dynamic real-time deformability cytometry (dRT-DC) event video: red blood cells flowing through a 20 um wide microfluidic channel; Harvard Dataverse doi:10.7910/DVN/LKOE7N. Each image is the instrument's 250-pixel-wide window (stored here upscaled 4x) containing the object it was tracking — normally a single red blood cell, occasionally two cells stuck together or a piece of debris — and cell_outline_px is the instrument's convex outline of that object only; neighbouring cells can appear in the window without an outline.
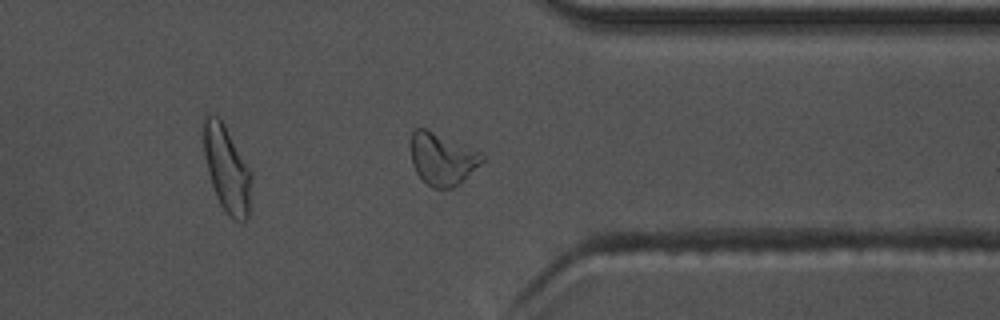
{"species": "common noctule bat (a hibernating species)", "species_latin": "Nyctalus noctula", "temperature_condition": "warm", "stored_images_in_passage": 43, "camera_frame_rate_fps": 3000, "um_per_image_px": 0.085, "animal": {"sex": "male", "body_mass_g": 17.5, "forearm_length_mm": 52.3}, "frame": {"image": 1, "passage_image": 31, "time_ms": 10.0, "image_size_px": [1000, 320], "cell_outline_px": [[484, 160], [480, 164], [452, 188], [432, 188], [416, 172], [412, 164], [412, 132], [416, 128], [424, 128], [484, 152]], "centroid_in_image_um": [37.61, 13.49], "position_along_channel_um": 373.8, "area_um2": 21.27}, "authors_computed_cell_mechanics": {"area_um2": 19.5942, "velocity_mm_per_s": 3.7277, "shape_relaxation_time_tau1_ms": 7.6292, "shape_relaxation_time_tau2_ms": 6.1516, "deformation_change_tau1": 0.22, "deformation_change_tau2": 0.1535}}